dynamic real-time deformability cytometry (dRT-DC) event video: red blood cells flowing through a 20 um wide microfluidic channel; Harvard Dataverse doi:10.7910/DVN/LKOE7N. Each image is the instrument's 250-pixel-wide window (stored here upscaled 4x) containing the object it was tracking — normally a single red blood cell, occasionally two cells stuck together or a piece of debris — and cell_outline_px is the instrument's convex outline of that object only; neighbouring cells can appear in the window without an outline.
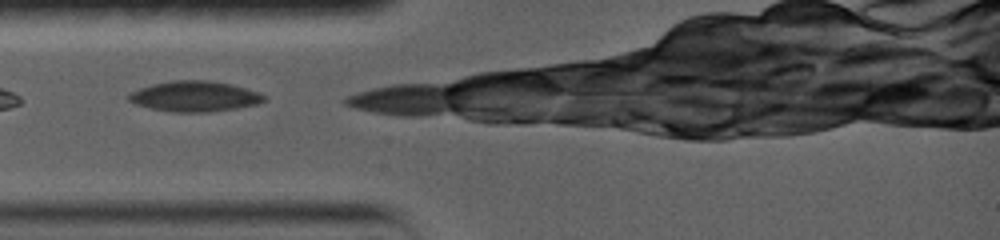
{"species": "common noctule bat (a hibernating species)", "species_latin": "Nyctalus noctula", "temperature_condition": "warm", "stored_images_in_passage": 2, "camera_frame_rate_fps": 5000, "um_per_image_px": 0.085, "animal": {"sex": "female", "body_mass_g": 19.0, "forearm_length_mm": 56.7}, "frame": {"image": 1, "passage_image": 1, "time_ms": 0.0, "image_size_px": [1000, 240], "cell_outline_px": [[264, 100], [256, 104], [232, 108], [200, 112], [176, 112], [152, 108], [128, 100], [128, 96], [140, 88], [152, 84], [172, 80], [208, 80], [228, 84], [244, 88], [256, 92], [264, 96]], "centroid_in_image_um": [16.51, 8.17], "position_along_channel_um": 68.5, "area_um2": 23.12}}